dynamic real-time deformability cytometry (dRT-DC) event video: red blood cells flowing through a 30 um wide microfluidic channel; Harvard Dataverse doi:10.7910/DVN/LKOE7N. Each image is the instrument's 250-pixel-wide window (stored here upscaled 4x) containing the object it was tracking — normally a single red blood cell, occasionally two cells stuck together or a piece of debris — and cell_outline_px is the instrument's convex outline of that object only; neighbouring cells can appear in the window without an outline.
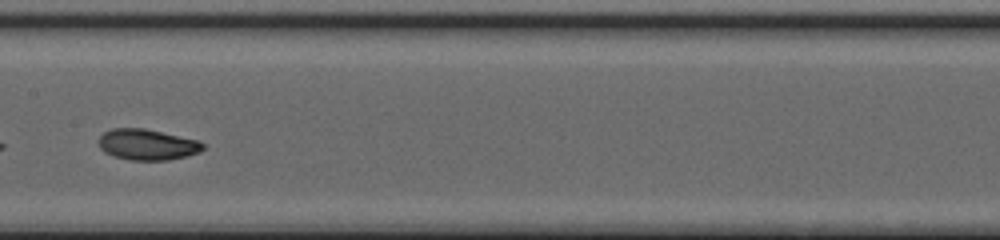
{"species": "common noctule bat (a hibernating species)", "species_latin": "Nyctalus noctula", "temperature_condition": "cold", "stored_images_in_passage": 42, "segment_of_instrument_passage": [2, 2], "camera_frame_rate_fps": 3000, "um_per_image_px": 0.085, "animal": {"sex": "female", "body_mass_g": 20.0, "forearm_length_mm": 54.0}, "frame": {"image": 1, "passage_image": 19, "time_ms": 6.0, "image_size_px": [1000, 240], "cell_outline_px": [[204, 148], [200, 152], [188, 156], [168, 160], [132, 160], [116, 156], [104, 152], [100, 148], [100, 136], [104, 132], [112, 128], [144, 128], [200, 140], [204, 144]], "centroid_in_image_um": [12.56, 12.28], "position_along_channel_um": 194.8, "area_um2": 18.79}}
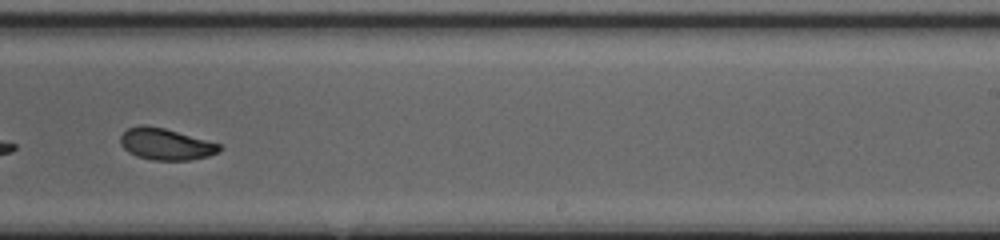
{"frame": {"image": 2, "passage_image": 25, "time_ms": 8.0, "image_size_px": [1000, 240], "cell_outline_px": [[224, 148], [220, 152], [208, 156], [188, 160], [152, 160], [136, 156], [128, 152], [120, 144], [120, 136], [128, 128], [140, 124], [144, 124], [164, 128], [220, 144]], "centroid_in_image_um": [14.08, 12.25], "position_along_channel_um": 274.9, "area_um2": 18.26}}
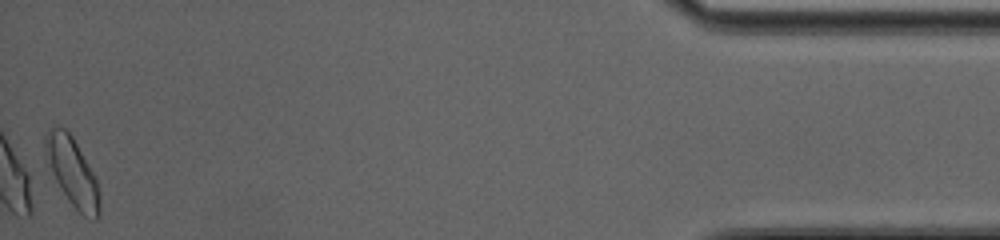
{"frame": {"image": 3, "passage_image": 42, "time_ms": 13.667, "image_size_px": [1000, 240], "cell_outline_px": [[100, 216], [96, 220], [92, 220], [84, 216], [68, 200], [56, 180], [44, 156], [44, 136], [48, 128], [52, 124], [60, 124], [72, 136], [88, 164], [96, 180], [100, 192]], "centroid_in_image_um": [6.12, 14.57], "position_along_channel_um": 429.1, "area_um2": 21.79}}